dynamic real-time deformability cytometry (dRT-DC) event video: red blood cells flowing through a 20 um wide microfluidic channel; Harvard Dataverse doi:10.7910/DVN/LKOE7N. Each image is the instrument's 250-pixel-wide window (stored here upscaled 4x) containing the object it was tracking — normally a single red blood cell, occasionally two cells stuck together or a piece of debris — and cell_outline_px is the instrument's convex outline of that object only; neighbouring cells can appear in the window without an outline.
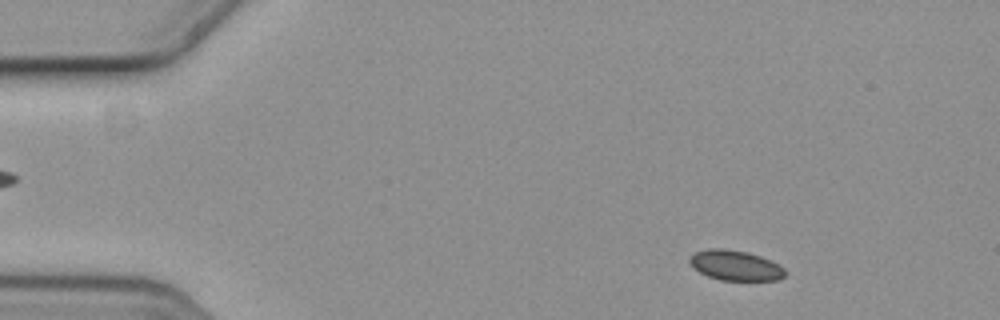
{"species": "common noctule bat (a hibernating species)", "species_latin": "Nyctalus noctula", "temperature_condition": "cold", "stored_images_in_passage": 3, "camera_frame_rate_fps": 3000, "um_per_image_px": 0.085, "animal": {"sex": "female", "body_mass_g": 19.3, "forearm_length_mm": 54.1}, "frame": {"image": 1, "passage_image": 1, "time_ms": 0.0, "image_size_px": [1000, 320], "cell_outline_px": [[788, 272], [780, 280], [720, 280], [708, 276], [700, 272], [688, 260], [688, 256], [696, 252], [708, 248], [724, 248], [748, 252], [772, 260], [780, 264]], "centroid_in_image_um": [62.55, 22.55], "position_along_channel_um": 22.4, "area_um2": 16.94}}